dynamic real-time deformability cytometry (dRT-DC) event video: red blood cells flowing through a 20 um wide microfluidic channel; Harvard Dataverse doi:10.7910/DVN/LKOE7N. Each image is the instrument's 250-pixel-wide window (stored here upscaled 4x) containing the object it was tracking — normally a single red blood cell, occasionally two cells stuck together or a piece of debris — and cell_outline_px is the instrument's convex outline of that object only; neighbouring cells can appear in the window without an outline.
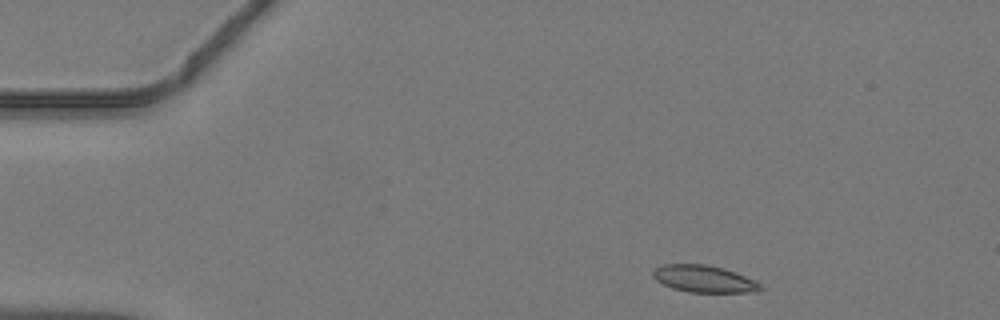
{"species": "common noctule bat (a hibernating species)", "species_latin": "Nyctalus noctula", "temperature_condition": "warm", "stored_images_in_passage": 40, "camera_frame_rate_fps": 3000, "um_per_image_px": 0.085, "animal": {"sex": "male", "body_mass_g": 19.2, "forearm_length_mm": 51.8}, "frame": {"image": 1, "passage_image": 1, "time_ms": 0.0, "image_size_px": [1000, 320], "cell_outline_px": [[764, 288], [748, 292], [688, 292], [672, 288], [656, 280], [652, 276], [652, 272], [656, 268], [664, 264], [708, 264], [724, 268], [736, 272], [760, 284]], "centroid_in_image_um": [59.8, 23.69], "position_along_channel_um": 25.2, "area_um2": 16.76}}
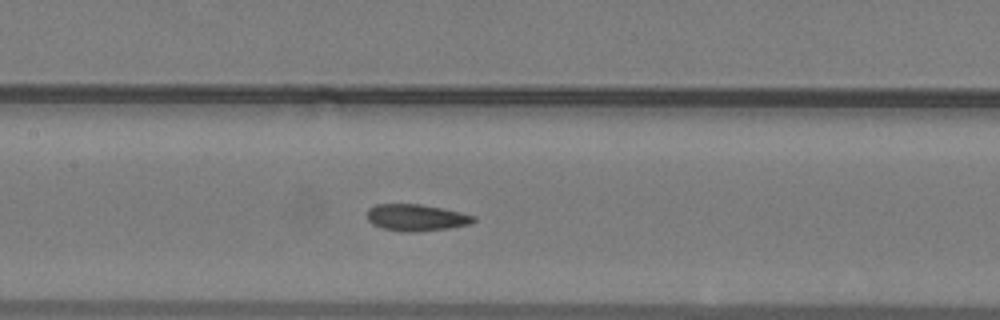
{"frame": {"image": 2, "passage_image": 16, "time_ms": 5.0, "image_size_px": [1000, 320], "cell_outline_px": [[476, 220], [472, 224], [448, 228], [416, 232], [412, 232], [384, 228], [372, 224], [368, 220], [368, 208], [376, 204], [420, 204], [460, 212], [476, 216]], "centroid_in_image_um": [35.41, 18.49], "position_along_channel_um": 172.0, "area_um2": 16.42}}
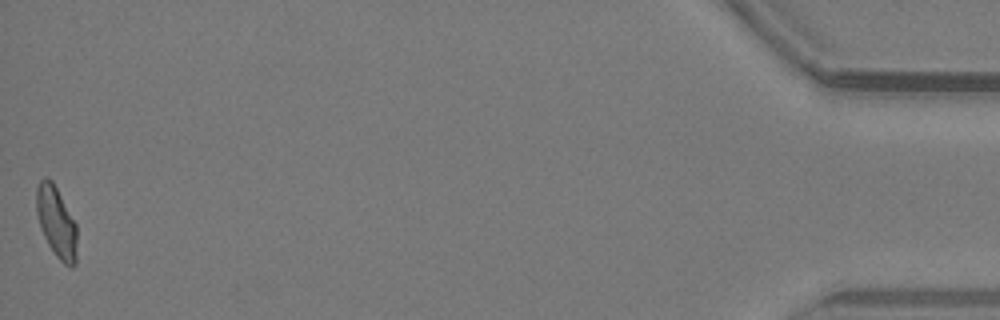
{"frame": {"image": 3, "passage_image": 40, "time_ms": 13.0, "image_size_px": [1000, 320], "cell_outline_px": [[76, 264], [72, 268], [64, 264], [56, 256], [48, 244], [44, 236], [36, 212], [36, 188], [40, 180], [44, 176], [48, 176], [52, 180], [76, 224]], "centroid_in_image_um": [4.78, 18.86], "position_along_channel_um": 430.4, "area_um2": 16.7}}